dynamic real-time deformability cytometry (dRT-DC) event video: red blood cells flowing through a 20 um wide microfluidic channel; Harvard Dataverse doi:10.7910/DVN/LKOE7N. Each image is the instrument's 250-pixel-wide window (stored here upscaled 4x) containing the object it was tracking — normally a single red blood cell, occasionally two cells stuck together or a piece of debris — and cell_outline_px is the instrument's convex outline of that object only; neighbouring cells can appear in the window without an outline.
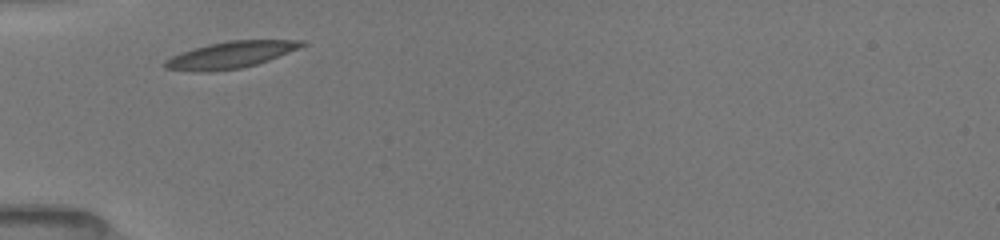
{"species": "common noctule bat (a hibernating species)", "species_latin": "Nyctalus noctula", "temperature_condition": "room temperature", "stored_images_in_passage": 4, "camera_frame_rate_fps": 3000, "um_per_image_px": 0.085, "animal": {"sex": "female", "body_mass_g": 19.5, "forearm_length_mm": 54.1}, "frame": {"image": 1, "passage_image": 1, "time_ms": 0.0, "image_size_px": [1000, 240], "cell_outline_px": [[308, 44], [300, 48], [268, 60], [256, 64], [240, 68], [212, 72], [192, 72], [164, 68], [160, 64], [164, 60], [172, 56], [208, 44], [228, 40], [304, 40]], "centroid_in_image_um": [19.58, 4.67], "position_along_channel_um": 65.4, "area_um2": 21.39}}
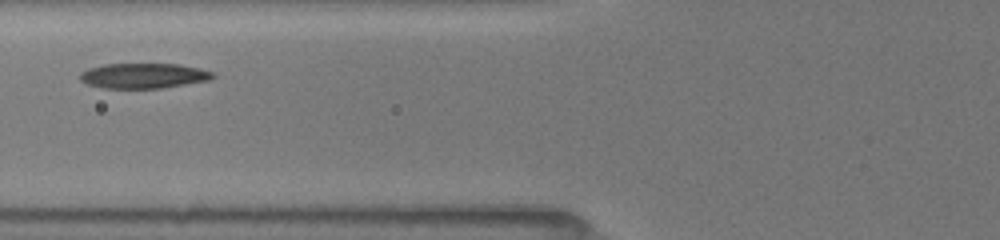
{"frame": {"image": 2, "passage_image": 3, "time_ms": 1.333, "image_size_px": [1000, 240], "cell_outline_px": [[216, 76], [208, 80], [160, 88], [104, 88], [88, 84], [80, 80], [80, 72], [88, 68], [104, 64], [180, 64], [200, 68], [216, 72]], "centroid_in_image_um": [12.22, 6.43], "position_along_channel_um": 113.6, "area_um2": 19.48}}